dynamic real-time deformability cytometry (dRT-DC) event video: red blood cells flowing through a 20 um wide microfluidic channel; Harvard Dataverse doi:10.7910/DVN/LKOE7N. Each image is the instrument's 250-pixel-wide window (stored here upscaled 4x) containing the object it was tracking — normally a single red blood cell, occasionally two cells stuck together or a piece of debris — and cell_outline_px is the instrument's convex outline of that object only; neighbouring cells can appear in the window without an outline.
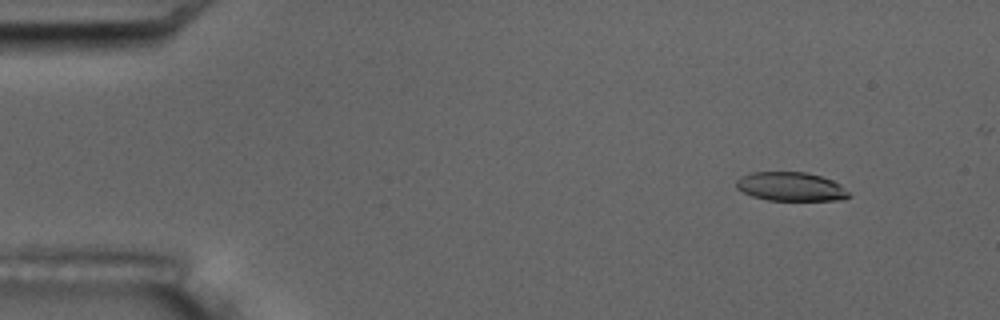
{"species": "common noctule bat (a hibernating species)", "species_latin": "Nyctalus noctula", "temperature_condition": "room temperature", "stored_images_in_passage": 8, "camera_frame_rate_fps": 3000, "um_per_image_px": 0.085, "animal": {"sex": "male", "body_mass_g": 17.5, "forearm_length_mm": 52.3}, "frame": {"image": 1, "passage_image": 2, "time_ms": 1.0, "image_size_px": [1000, 320], "cell_outline_px": [[852, 196], [844, 200], [768, 200], [752, 196], [736, 188], [736, 180], [740, 176], [752, 172], [804, 172], [820, 176], [832, 180], [840, 184]], "centroid_in_image_um": [67.22, 15.86], "position_along_channel_um": 17.8, "area_um2": 18.96}}
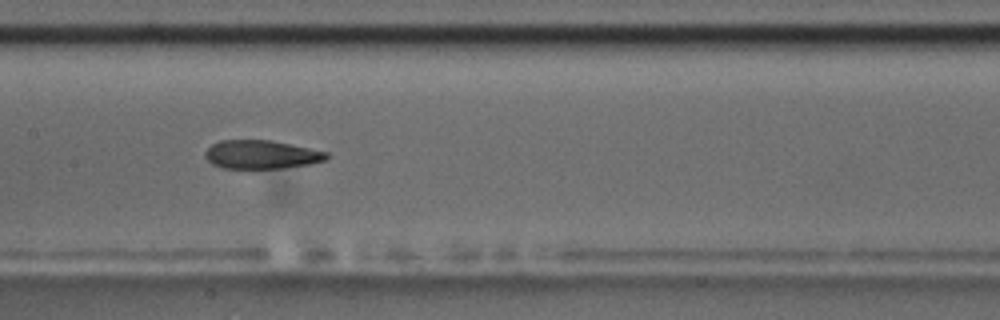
{"frame": {"image": 2, "passage_image": 8, "time_ms": 8.667, "image_size_px": [1000, 320], "cell_outline_px": [[328, 156], [324, 160], [312, 164], [284, 168], [220, 168], [212, 164], [204, 156], [204, 152], [212, 144], [220, 140], [272, 140], [328, 152]], "centroid_in_image_um": [22.2, 13.14], "position_along_channel_um": 185.2, "area_um2": 20.29}}